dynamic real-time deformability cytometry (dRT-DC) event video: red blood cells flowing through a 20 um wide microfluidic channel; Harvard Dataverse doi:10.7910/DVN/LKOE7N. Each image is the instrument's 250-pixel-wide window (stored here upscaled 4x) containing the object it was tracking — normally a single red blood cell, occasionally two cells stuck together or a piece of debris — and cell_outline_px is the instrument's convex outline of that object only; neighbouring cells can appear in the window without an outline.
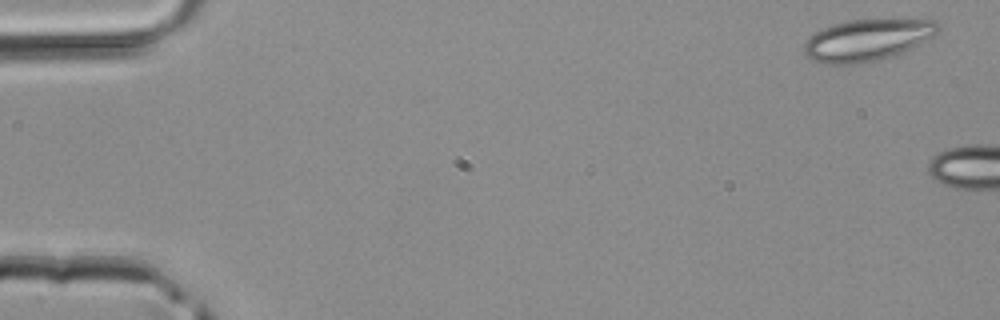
{"species": "common noctule bat (a hibernating species)", "species_latin": "Nyctalus noctula", "temperature_condition": "room temperature", "stored_images_in_passage": 2, "camera_frame_rate_fps": 3000, "um_per_image_px": 0.085, "animal": {"sex": "male", "body_mass_g": 20.4}, "frame": {"image": 1, "passage_image": 1, "time_ms": 0.0, "image_size_px": [1000, 320], "cell_outline_px": [[940, 28], [932, 36], [892, 56], [876, 60], [852, 64], [824, 64], [812, 60], [804, 52], [804, 44], [816, 32], [832, 24], [848, 20], [936, 20], [940, 24]], "centroid_in_image_um": [73.67, 3.4], "position_along_channel_um": 11.3, "area_um2": 31.73}}